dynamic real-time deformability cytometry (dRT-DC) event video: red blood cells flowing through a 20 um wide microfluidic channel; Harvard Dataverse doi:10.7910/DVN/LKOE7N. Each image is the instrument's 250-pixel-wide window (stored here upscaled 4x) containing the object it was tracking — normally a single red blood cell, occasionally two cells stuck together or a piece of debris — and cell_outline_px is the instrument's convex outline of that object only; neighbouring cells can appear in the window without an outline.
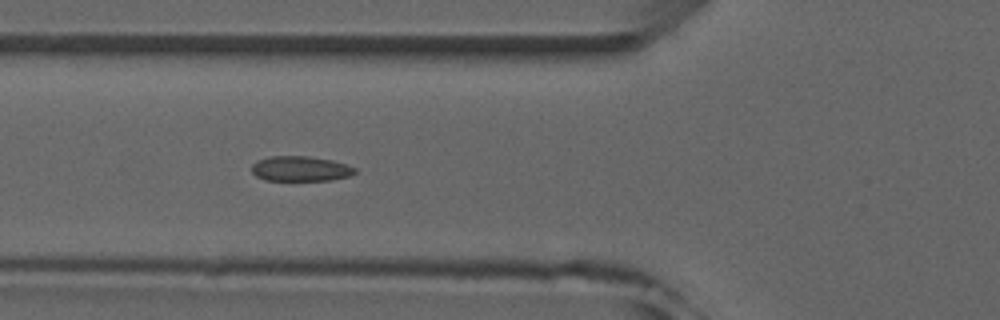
{"species": "common noctule bat (a hibernating species)", "species_latin": "Nyctalus noctula", "temperature_condition": "room temperature", "stored_images_in_passage": 4, "camera_frame_rate_fps": 3000, "um_per_image_px": 0.085, "animal": {"sex": "male", "forearm_length_mm": 52.5}, "frame": {"image": 1, "passage_image": 4, "time_ms": 3.333, "image_size_px": [1000, 320], "cell_outline_px": [[356, 172], [352, 176], [332, 180], [264, 180], [256, 176], [252, 172], [252, 164], [256, 160], [272, 156], [308, 156], [332, 160], [356, 168]], "centroid_in_image_um": [25.54, 14.34], "position_along_channel_um": 100.3, "area_um2": 15.14}}